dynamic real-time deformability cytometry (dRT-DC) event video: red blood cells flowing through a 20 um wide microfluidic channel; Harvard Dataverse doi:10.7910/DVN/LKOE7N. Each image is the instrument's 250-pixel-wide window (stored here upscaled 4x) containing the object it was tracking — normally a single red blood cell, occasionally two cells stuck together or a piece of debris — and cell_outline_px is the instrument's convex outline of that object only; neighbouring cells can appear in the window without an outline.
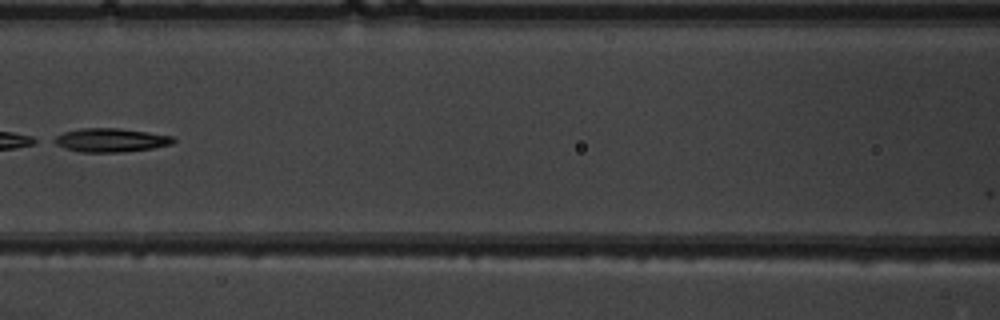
{"species": "common noctule bat (a hibernating species)", "species_latin": "Nyctalus noctula", "temperature_condition": "warm", "stored_images_in_passage": 7, "camera_frame_rate_fps": 3000, "um_per_image_px": 0.085, "animal": {"sex": "male", "body_mass_g": 19.5, "forearm_length_mm": 54.6}, "frame": {"image": 1, "passage_image": 7, "time_ms": 7.0, "image_size_px": [1000, 320], "cell_outline_px": [[176, 140], [172, 144], [152, 148], [120, 152], [80, 152], [56, 144], [48, 140], [64, 132], [80, 128], [116, 128], [172, 136]], "centroid_in_image_um": [9.36, 11.91], "position_along_channel_um": 157.2, "area_um2": 16.24}}